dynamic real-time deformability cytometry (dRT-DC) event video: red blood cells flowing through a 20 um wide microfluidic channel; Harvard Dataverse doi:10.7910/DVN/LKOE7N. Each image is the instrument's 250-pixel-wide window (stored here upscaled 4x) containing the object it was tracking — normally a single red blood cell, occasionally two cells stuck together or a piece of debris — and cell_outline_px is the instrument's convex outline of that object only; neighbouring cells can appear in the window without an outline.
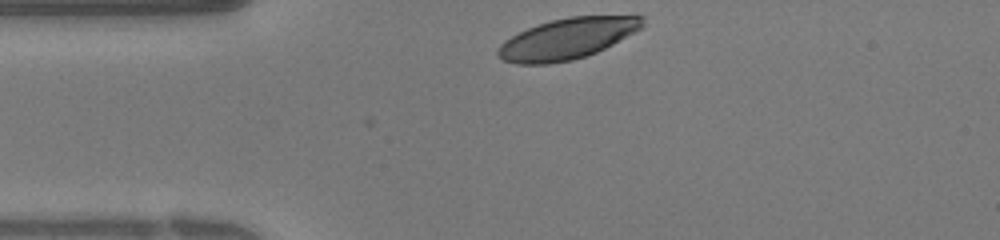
{"species": "human", "species_latin": "Homo sapiens", "temperature_condition": "warm", "stored_images_in_passage": 23, "camera_frame_rate_fps": 3000, "um_per_image_px": 0.085, "donor": {"sex": "female"}, "frame": {"image": 1, "passage_image": 1, "time_ms": 0.0, "image_size_px": [1000, 240], "cell_outline_px": [[644, 28], [596, 52], [572, 60], [548, 64], [516, 64], [504, 60], [496, 52], [496, 48], [504, 40], [528, 28], [552, 20], [572, 16], [644, 16]], "centroid_in_image_um": [48.22, 3.29], "position_along_channel_um": 36.8, "area_um2": 34.22}}
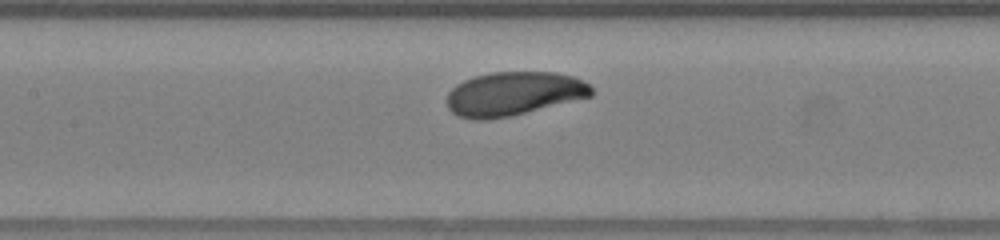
{"frame": {"image": 2, "passage_image": 10, "time_ms": 3.0, "image_size_px": [1000, 240], "cell_outline_px": [[592, 96], [508, 116], [488, 120], [476, 120], [456, 116], [448, 108], [448, 92], [456, 84], [464, 80], [488, 72], [556, 72], [572, 76], [588, 84], [592, 88]], "centroid_in_image_um": [43.62, 7.96], "position_along_channel_um": 163.8, "area_um2": 36.65}}
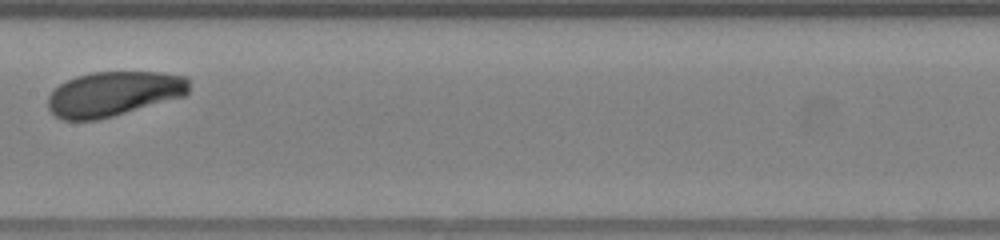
{"frame": {"image": 3, "passage_image": 12, "time_ms": 3.667, "image_size_px": [1000, 240], "cell_outline_px": [[188, 92], [184, 96], [112, 116], [96, 120], [64, 120], [56, 116], [48, 108], [48, 96], [60, 84], [76, 76], [92, 72], [164, 72], [188, 76]], "centroid_in_image_um": [9.67, 7.96], "position_along_channel_um": 197.7, "area_um2": 36.65}}